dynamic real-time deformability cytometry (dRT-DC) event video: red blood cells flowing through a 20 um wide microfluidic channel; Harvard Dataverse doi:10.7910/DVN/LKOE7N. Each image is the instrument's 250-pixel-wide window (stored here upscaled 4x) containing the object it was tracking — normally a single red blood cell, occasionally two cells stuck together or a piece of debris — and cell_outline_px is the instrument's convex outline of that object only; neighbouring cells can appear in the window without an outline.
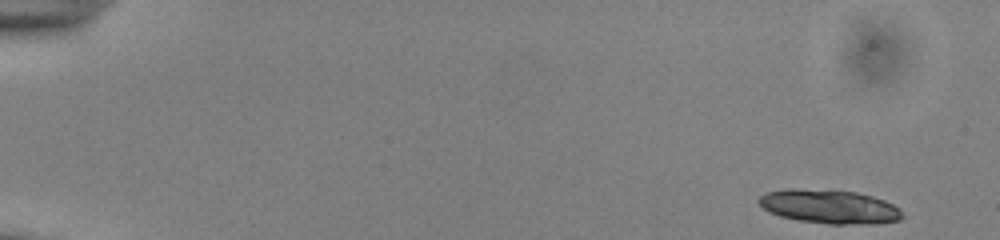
{"species": "common noctule bat (a hibernating species)", "species_latin": "Nyctalus noctula", "temperature_condition": "cold", "stored_images_in_passage": 40, "segment_of_instrument_passage": [1, 2], "camera_frame_rate_fps": 3000, "um_per_image_px": 0.085, "animal": {"sex": "male", "body_mass_g": 13.0, "forearm_length_mm": 53.1}, "frame": {"image": 1, "passage_image": 1, "time_ms": 0.0, "image_size_px": [1000, 240], "cell_outline_px": [[904, 216], [900, 220], [880, 224], [828, 224], [800, 220], [780, 216], [768, 212], [756, 200], [760, 196], [768, 192], [788, 188], [800, 188], [856, 192], [872, 196], [884, 200], [892, 204]], "centroid_in_image_um": [70.49, 17.57], "position_along_channel_um": 14.5, "area_um2": 28.32}}
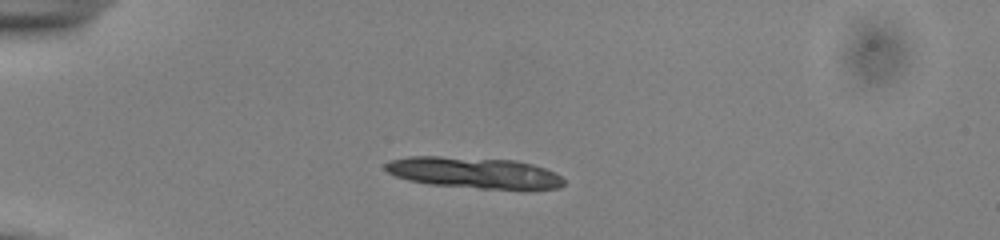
{"frame": {"image": 2, "passage_image": 12, "time_ms": 3.667, "image_size_px": [1000, 240], "cell_outline_px": [[564, 184], [560, 188], [524, 192], [428, 184], [408, 180], [396, 176], [388, 172], [384, 168], [384, 164], [392, 160], [408, 156], [440, 156], [516, 160], [532, 164], [556, 172], [564, 180]], "centroid_in_image_um": [40.4, 14.72], "position_along_channel_um": 44.6, "area_um2": 33.41}}